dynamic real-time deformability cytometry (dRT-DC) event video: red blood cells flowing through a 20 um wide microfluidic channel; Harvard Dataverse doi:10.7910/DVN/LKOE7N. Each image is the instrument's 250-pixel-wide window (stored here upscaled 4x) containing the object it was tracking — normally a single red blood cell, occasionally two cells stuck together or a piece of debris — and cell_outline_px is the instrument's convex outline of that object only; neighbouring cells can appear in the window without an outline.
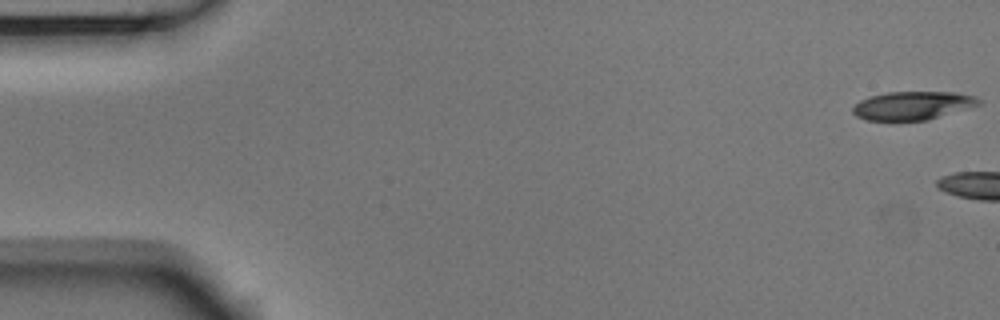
{"species": "Egyptian fruit bat (a non-hibernating species)", "species_latin": "Rousettus aegyptiacus", "temperature_condition": "room temperature", "stored_images_in_passage": 8, "camera_frame_rate_fps": 3000, "um_per_image_px": 0.085, "animal": {"sex": "male"}, "frame": {"image": 1, "passage_image": 1, "time_ms": 0.0, "image_size_px": [1000, 320], "cell_outline_px": [[980, 104], [928, 120], [868, 120], [856, 116], [852, 112], [852, 108], [860, 100], [868, 96], [888, 92], [956, 92], [976, 96], [980, 100]], "centroid_in_image_um": [77.56, 8.96], "position_along_channel_um": 7.4, "area_um2": 20.75}}